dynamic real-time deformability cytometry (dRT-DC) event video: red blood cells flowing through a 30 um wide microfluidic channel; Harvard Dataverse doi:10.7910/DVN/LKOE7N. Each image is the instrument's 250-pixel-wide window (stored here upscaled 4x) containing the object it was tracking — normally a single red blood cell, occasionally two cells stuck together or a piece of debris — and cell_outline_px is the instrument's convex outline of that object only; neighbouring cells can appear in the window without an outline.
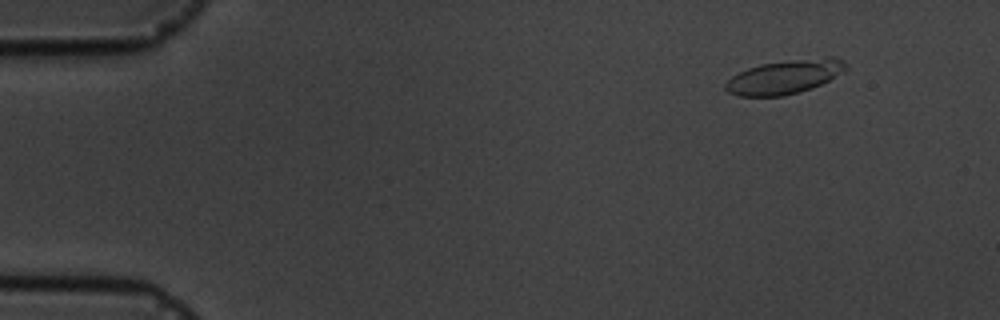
{"species": "common noctule bat (a hibernating species)", "species_latin": "Nyctalus noctula", "temperature_condition": "cold", "stored_images_in_passage": 5, "camera_frame_rate_fps": 3000, "um_per_image_px": 0.085, "animal": {"sex": "male", "body_mass_g": 19.5, "forearm_length_mm": 54.6}, "frame": {"image": 1, "passage_image": 1, "time_ms": 0.0, "image_size_px": [1000, 320], "cell_outline_px": [[848, 68], [844, 72], [812, 88], [800, 92], [784, 96], [740, 96], [728, 92], [724, 88], [724, 84], [732, 76], [748, 68], [760, 64], [828, 56], [836, 56]], "centroid_in_image_um": [66.7, 6.54], "position_along_channel_um": 18.3, "area_um2": 23.7}}